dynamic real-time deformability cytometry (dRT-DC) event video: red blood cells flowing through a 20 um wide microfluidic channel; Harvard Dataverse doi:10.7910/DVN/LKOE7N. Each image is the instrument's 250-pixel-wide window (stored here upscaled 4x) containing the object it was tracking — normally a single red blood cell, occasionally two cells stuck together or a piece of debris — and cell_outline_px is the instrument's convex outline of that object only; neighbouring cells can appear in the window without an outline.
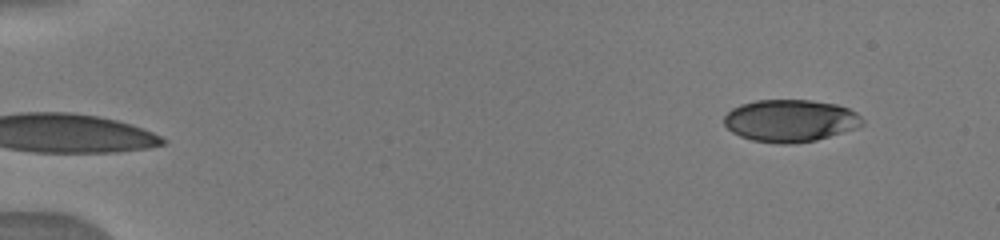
{"species": "human", "species_latin": "Homo sapiens", "temperature_condition": "warm", "stored_images_in_passage": 6, "camera_frame_rate_fps": 3000, "um_per_image_px": 0.085, "donor": {"sex": "male"}, "frame": {"image": 1, "passage_image": 1, "time_ms": 0.0, "image_size_px": [1000, 240], "cell_outline_px": [[864, 124], [856, 128], [816, 140], [788, 144], [780, 144], [752, 140], [740, 136], [732, 132], [724, 124], [724, 116], [732, 108], [740, 104], [756, 100], [812, 100], [836, 104], [848, 108], [856, 112], [864, 120]], "centroid_in_image_um": [67.17, 10.25], "position_along_channel_um": 17.8, "area_um2": 34.1}}
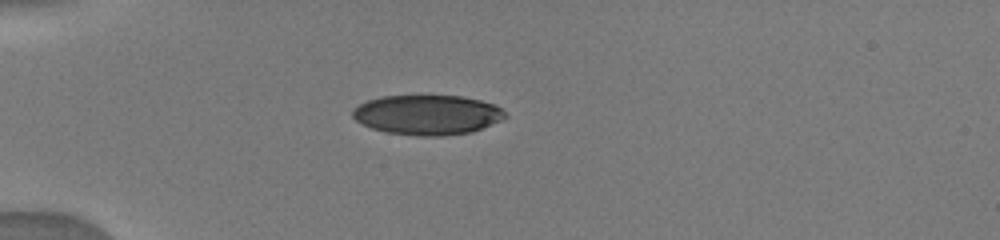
{"frame": {"image": 2, "passage_image": 4, "time_ms": 3.333, "image_size_px": [1000, 240], "cell_outline_px": [[508, 116], [500, 120], [472, 132], [440, 136], [416, 136], [388, 132], [372, 128], [356, 120], [352, 116], [352, 108], [368, 100], [380, 96], [460, 96], [480, 100], [496, 104]], "centroid_in_image_um": [36.32, 9.76], "position_along_channel_um": 48.7, "area_um2": 35.26}}